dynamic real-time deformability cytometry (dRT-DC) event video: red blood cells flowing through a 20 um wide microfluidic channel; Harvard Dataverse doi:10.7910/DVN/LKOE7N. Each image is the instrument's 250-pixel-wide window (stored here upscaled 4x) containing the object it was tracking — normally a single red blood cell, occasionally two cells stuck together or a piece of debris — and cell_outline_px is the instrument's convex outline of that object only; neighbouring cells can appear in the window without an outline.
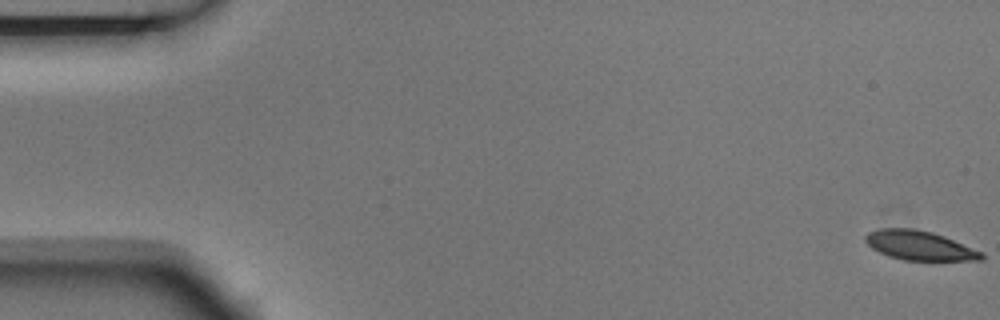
{"species": "Egyptian fruit bat (a non-hibernating species)", "species_latin": "Rousettus aegyptiacus", "temperature_condition": "room temperature", "stored_images_in_passage": 6, "camera_frame_rate_fps": 3000, "um_per_image_px": 0.085, "animal": {"sex": "male"}, "frame": {"image": 1, "passage_image": 1, "time_ms": 0.0, "image_size_px": [1000, 320], "cell_outline_px": [[984, 260], [904, 260], [888, 256], [872, 248], [864, 240], [864, 236], [868, 232], [880, 228], [912, 228], [932, 232], [944, 236], [984, 252]], "centroid_in_image_um": [78.16, 20.86], "position_along_channel_um": 6.8, "area_um2": 19.88}}